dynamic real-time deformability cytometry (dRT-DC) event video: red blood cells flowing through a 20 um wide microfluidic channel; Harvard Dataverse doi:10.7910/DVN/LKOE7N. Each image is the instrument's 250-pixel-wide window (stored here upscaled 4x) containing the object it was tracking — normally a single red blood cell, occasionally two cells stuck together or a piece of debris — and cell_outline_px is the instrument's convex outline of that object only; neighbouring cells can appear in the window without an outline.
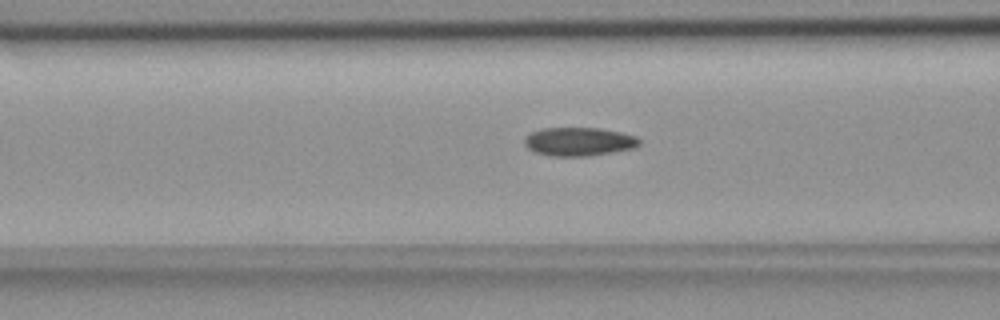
{"species": "common noctule bat (a hibernating species)", "species_latin": "Nyctalus noctula", "temperature_condition": "room temperature", "stored_images_in_passage": 17, "camera_frame_rate_fps": 3000, "um_per_image_px": 0.085, "animal": {"sex": "female", "body_mass_g": 18.4}, "frame": {"image": 1, "passage_image": 8, "time_ms": 2.333, "image_size_px": [1000, 320], "cell_outline_px": [[640, 144], [632, 148], [612, 152], [588, 156], [548, 156], [536, 152], [528, 148], [524, 144], [524, 136], [532, 132], [544, 128], [600, 128], [620, 132], [636, 136], [640, 140]], "centroid_in_image_um": [49.18, 12.04], "position_along_channel_um": 117.4, "area_um2": 19.07}}
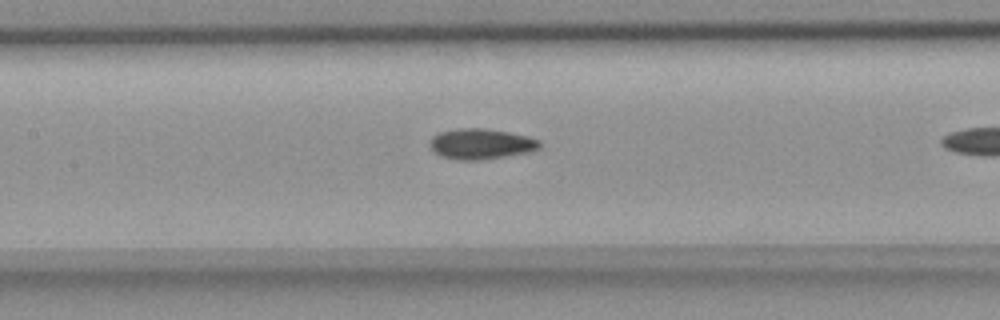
{"frame": {"image": 2, "passage_image": 12, "time_ms": 3.667, "image_size_px": [1000, 320], "cell_outline_px": [[540, 148], [528, 152], [480, 160], [456, 160], [440, 156], [428, 144], [432, 136], [440, 132], [460, 128], [484, 128], [508, 132], [528, 136], [540, 140]], "centroid_in_image_um": [40.87, 12.23], "position_along_channel_um": 166.5, "area_um2": 19.48}}
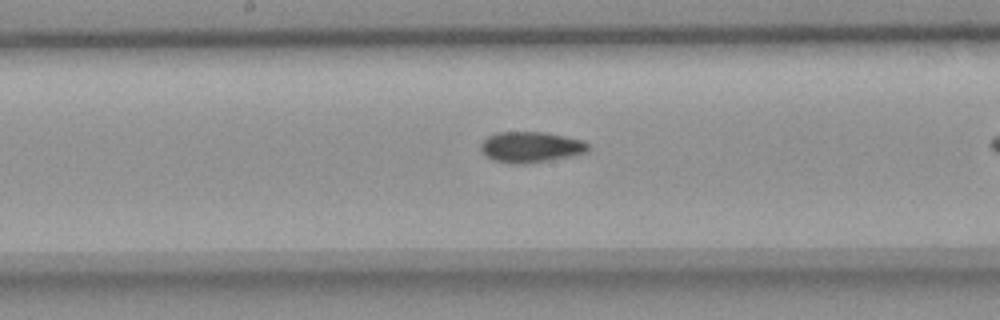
{"frame": {"image": 3, "passage_image": 15, "time_ms": 4.667, "image_size_px": [1000, 320], "cell_outline_px": [[588, 152], [572, 156], [524, 164], [508, 164], [492, 160], [484, 156], [480, 148], [480, 144], [488, 136], [496, 132], [544, 132], [584, 140], [588, 144]], "centroid_in_image_um": [45.08, 12.51], "position_along_channel_um": 203.1, "area_um2": 19.48}}